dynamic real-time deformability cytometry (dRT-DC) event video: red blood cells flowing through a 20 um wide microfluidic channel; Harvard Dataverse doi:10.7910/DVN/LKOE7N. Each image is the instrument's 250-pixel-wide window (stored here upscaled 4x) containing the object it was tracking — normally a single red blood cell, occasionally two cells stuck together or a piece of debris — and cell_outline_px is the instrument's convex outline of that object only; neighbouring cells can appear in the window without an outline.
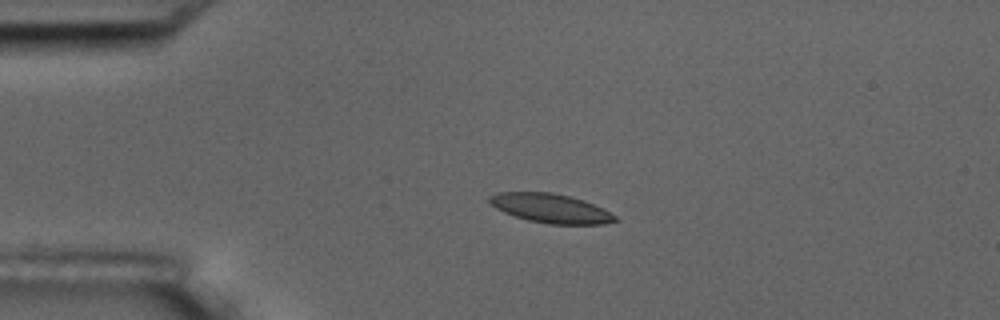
{"species": "common noctule bat (a hibernating species)", "species_latin": "Nyctalus noctula", "temperature_condition": "room temperature", "stored_images_in_passage": 4, "camera_frame_rate_fps": 3000, "um_per_image_px": 0.085, "animal": {"sex": "male", "body_mass_g": 17.5, "forearm_length_mm": 52.3}, "frame": {"image": 1, "passage_image": 3, "time_ms": 2.333, "image_size_px": [1000, 320], "cell_outline_px": [[620, 220], [604, 224], [548, 224], [528, 220], [504, 212], [488, 204], [488, 196], [496, 192], [548, 192], [568, 196], [584, 200], [616, 216]], "centroid_in_image_um": [46.76, 17.7], "position_along_channel_um": 38.2, "area_um2": 21.21}}